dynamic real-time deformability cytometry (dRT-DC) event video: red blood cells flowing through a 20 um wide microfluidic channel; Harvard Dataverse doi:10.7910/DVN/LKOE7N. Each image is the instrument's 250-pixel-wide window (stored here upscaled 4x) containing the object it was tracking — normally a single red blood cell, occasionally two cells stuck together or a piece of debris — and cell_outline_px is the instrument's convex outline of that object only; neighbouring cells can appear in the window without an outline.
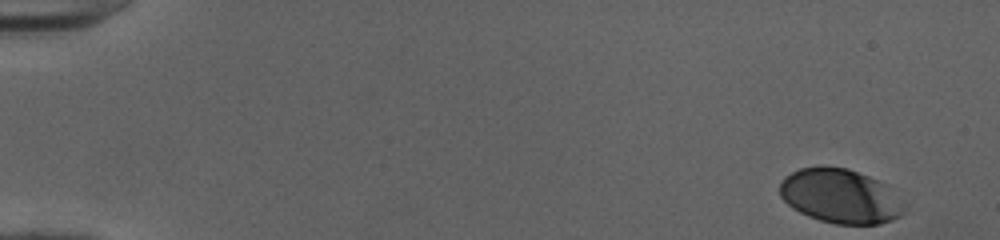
{"species": "human", "species_latin": "Homo sapiens", "temperature_condition": "cold", "stored_images_in_passage": 47, "camera_frame_rate_fps": 3000, "um_per_image_px": 0.085, "donor": {"sex": "female"}, "frame": {"image": 1, "passage_image": 1, "time_ms": 0.0, "image_size_px": [1000, 240], "cell_outline_px": [[908, 204], [904, 212], [900, 216], [892, 220], [880, 224], [836, 224], [820, 220], [808, 216], [792, 208], [780, 196], [780, 184], [784, 176], [800, 168], [848, 168], [868, 176], [876, 180]], "centroid_in_image_um": [71.44, 16.7], "position_along_channel_um": 13.6, "area_um2": 38.96}}
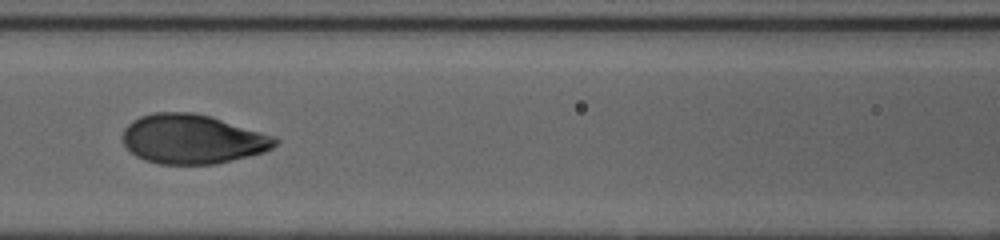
{"frame": {"image": 2, "passage_image": 23, "time_ms": 7.333, "image_size_px": [1000, 240], "cell_outline_px": [[280, 140], [272, 148], [264, 152], [216, 164], [160, 164], [144, 160], [136, 156], [124, 144], [124, 128], [132, 120], [140, 116], [152, 112], [192, 112], [208, 116], [276, 136]], "centroid_in_image_um": [16.36, 11.82], "position_along_channel_um": 150.2, "area_um2": 43.7}}
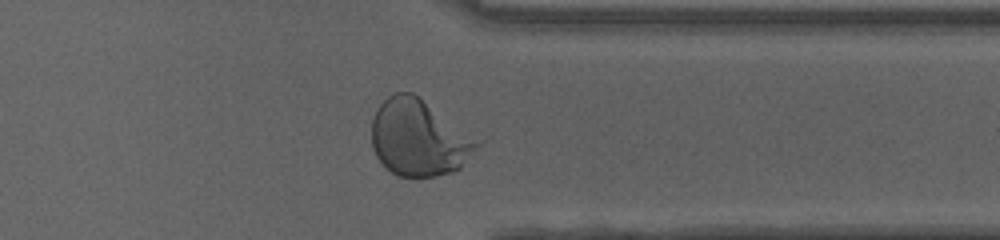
{"frame": {"image": 3, "passage_image": 40, "time_ms": 13.0, "image_size_px": [1000, 240], "cell_outline_px": [[480, 144], [460, 168], [452, 172], [436, 176], [396, 176], [376, 156], [372, 148], [372, 120], [380, 104], [388, 96], [396, 92], [412, 92]], "centroid_in_image_um": [35.52, 11.75], "position_along_channel_um": 375.9, "area_um2": 45.43}, "authors_computed_cell_mechanics": {"area_um2": 43.35, "velocity_mm_per_s": 4.009, "shape_relaxation_time_tau1_ms": 3.1585, "shape_relaxation_time_tau2_ms": null, "deformation_change_tau1": 0.1707, "deformation_change_tau2": null}}